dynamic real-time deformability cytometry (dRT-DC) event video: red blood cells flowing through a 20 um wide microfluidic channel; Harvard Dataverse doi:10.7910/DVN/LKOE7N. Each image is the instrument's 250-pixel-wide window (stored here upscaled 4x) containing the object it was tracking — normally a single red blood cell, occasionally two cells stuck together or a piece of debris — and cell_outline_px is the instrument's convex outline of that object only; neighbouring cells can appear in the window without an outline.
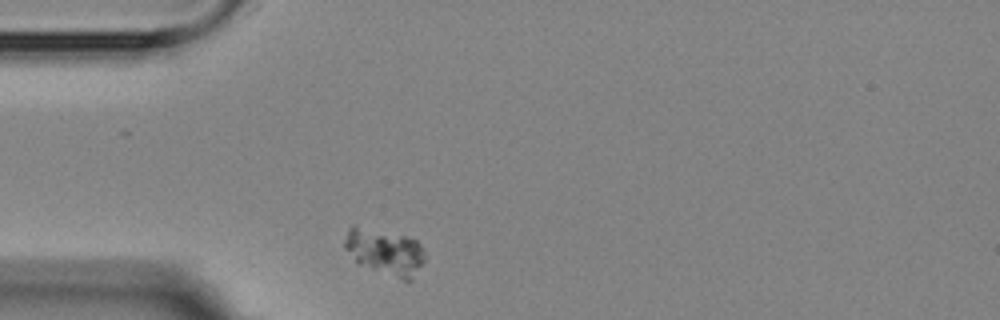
{"species": "Egyptian fruit bat (a non-hibernating species)", "species_latin": "Rousettus aegyptiacus", "temperature_condition": "room temperature", "stored_images_in_passage": 1, "camera_frame_rate_fps": 3000, "um_per_image_px": 0.085, "animal": {"sex": "female"}, "frame": {"image": 1, "passage_image": 1, "time_ms": 0.0, "image_size_px": [1000, 320], "cell_outline_px": [[424, 260], [412, 280], [404, 280], [360, 264], [344, 248], [344, 240], [348, 228], [352, 224], [404, 236], [416, 240], [420, 244], [424, 252]], "centroid_in_image_um": [32.7, 21.38], "position_along_channel_um": 52.3, "area_um2": 21.15}}